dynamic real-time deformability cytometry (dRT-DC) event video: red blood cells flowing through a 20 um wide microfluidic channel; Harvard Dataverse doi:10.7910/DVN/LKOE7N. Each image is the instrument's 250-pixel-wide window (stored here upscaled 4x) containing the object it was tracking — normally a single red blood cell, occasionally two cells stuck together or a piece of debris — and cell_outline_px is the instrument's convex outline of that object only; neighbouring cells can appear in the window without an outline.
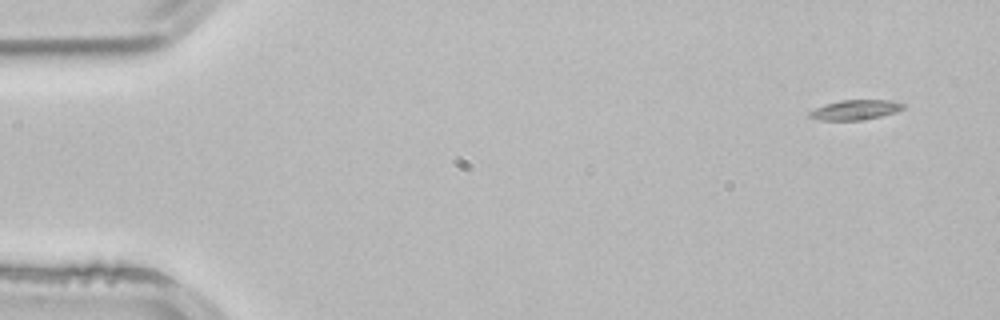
{"species": "common noctule bat (a hibernating species)", "species_latin": "Nyctalus noctula", "temperature_condition": "room temperature", "stored_images_in_passage": 3, "camera_frame_rate_fps": 3000, "um_per_image_px": 0.085, "animal": {"sex": "male", "body_mass_g": 21.5, "forearm_length_mm": 52.0}, "frame": {"image": 1, "passage_image": 1, "time_ms": 0.0, "image_size_px": [1000, 320], "cell_outline_px": [[904, 108], [896, 112], [864, 120], [820, 120], [808, 116], [808, 112], [816, 108], [840, 100], [888, 100], [904, 104]], "centroid_in_image_um": [72.7, 9.34], "position_along_channel_um": 12.3, "area_um2": 10.69}}
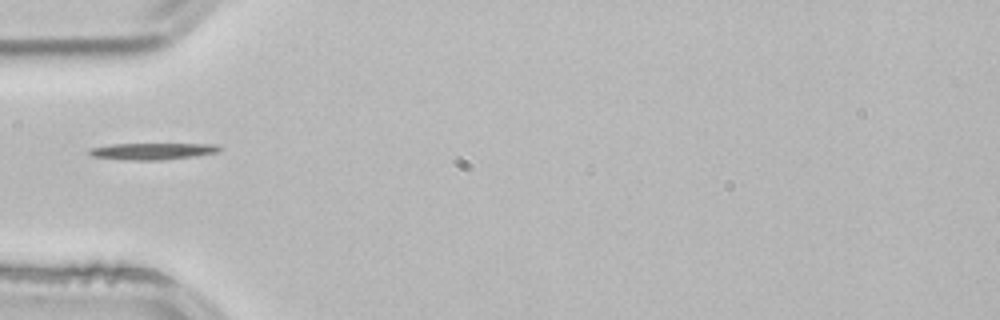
{"frame": {"image": 2, "passage_image": 3, "time_ms": 0.667, "image_size_px": [1000, 320], "cell_outline_px": [[220, 152], [196, 156], [160, 160], [128, 160], [92, 156], [88, 152], [88, 148], [112, 144], [216, 144], [220, 148]], "centroid_in_image_um": [12.96, 12.85], "position_along_channel_um": 72.0, "area_um2": 12.6}}